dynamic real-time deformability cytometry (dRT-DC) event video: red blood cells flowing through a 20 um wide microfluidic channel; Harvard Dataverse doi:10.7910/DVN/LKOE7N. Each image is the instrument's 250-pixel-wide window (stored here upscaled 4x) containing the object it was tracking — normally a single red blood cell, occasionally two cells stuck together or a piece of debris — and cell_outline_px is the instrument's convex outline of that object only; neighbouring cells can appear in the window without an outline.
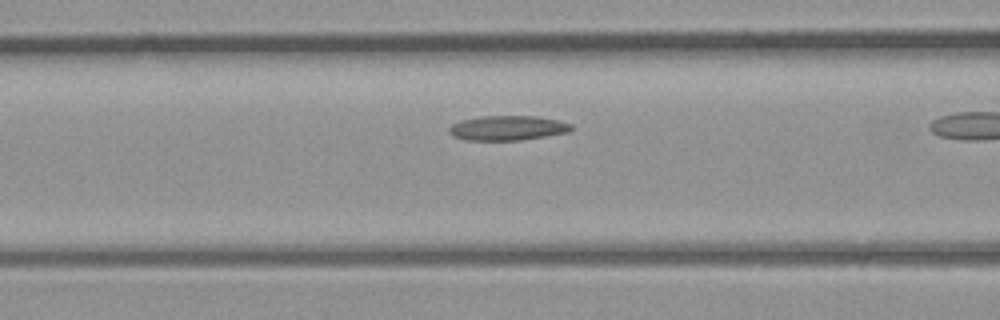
{"species": "common noctule bat (a hibernating species)", "species_latin": "Nyctalus noctula", "temperature_condition": "room temperature", "stored_images_in_passage": 12, "camera_frame_rate_fps": 3000, "um_per_image_px": 0.085, "animal": {"sex": "male", "body_mass_g": 23.1, "forearm_length_mm": 52.7}, "frame": {"image": 1, "passage_image": 10, "time_ms": 3.0, "image_size_px": [1000, 320], "cell_outline_px": [[576, 128], [568, 132], [520, 140], [464, 140], [452, 136], [448, 132], [448, 128], [452, 124], [460, 120], [480, 116], [536, 116], [556, 120], [572, 124]], "centroid_in_image_um": [43.11, 10.88], "position_along_channel_um": 123.5, "area_um2": 17.69}}